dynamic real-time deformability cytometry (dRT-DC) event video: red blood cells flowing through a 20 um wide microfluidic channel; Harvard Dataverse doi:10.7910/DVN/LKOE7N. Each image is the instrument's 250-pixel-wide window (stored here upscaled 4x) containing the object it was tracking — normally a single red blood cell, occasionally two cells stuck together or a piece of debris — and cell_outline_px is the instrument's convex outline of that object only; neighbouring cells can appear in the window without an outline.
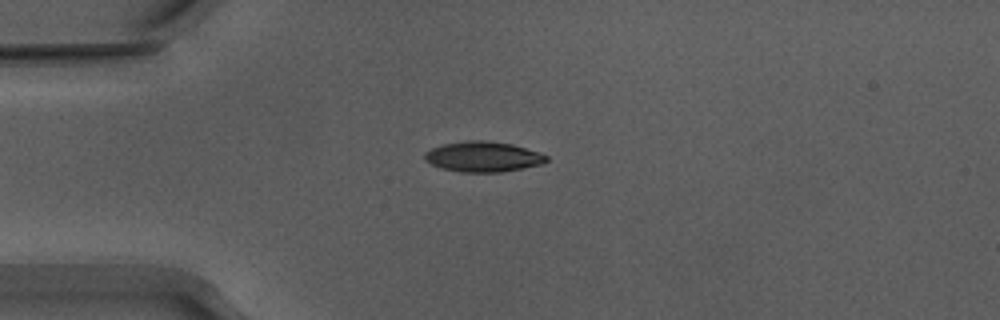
{"species": "Egyptian fruit bat (a non-hibernating species)", "species_latin": "Rousettus aegyptiacus", "temperature_condition": "warm", "stored_images_in_passage": 52, "camera_frame_rate_fps": 3000, "um_per_image_px": 0.085, "animal": {"sex": "male"}, "frame": {"image": 1, "passage_image": 13, "time_ms": 4.0, "image_size_px": [1000, 320], "cell_outline_px": [[548, 160], [544, 164], [524, 168], [500, 172], [460, 172], [440, 168], [424, 160], [424, 152], [432, 148], [444, 144], [468, 140], [484, 140], [512, 144], [548, 156]], "centroid_in_image_um": [41.04, 13.33], "position_along_channel_um": 44.0, "area_um2": 21.5}}
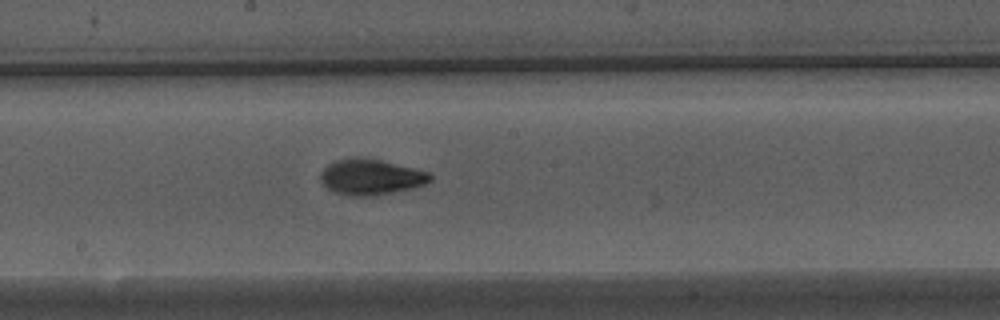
{"frame": {"image": 2, "passage_image": 28, "time_ms": 9.0, "image_size_px": [1000, 320], "cell_outline_px": [[432, 180], [424, 184], [412, 188], [372, 196], [352, 196], [332, 192], [320, 180], [320, 172], [328, 164], [336, 160], [356, 156], [364, 156], [428, 172], [432, 176]], "centroid_in_image_um": [31.48, 15.03], "position_along_channel_um": 216.7, "area_um2": 22.83}}
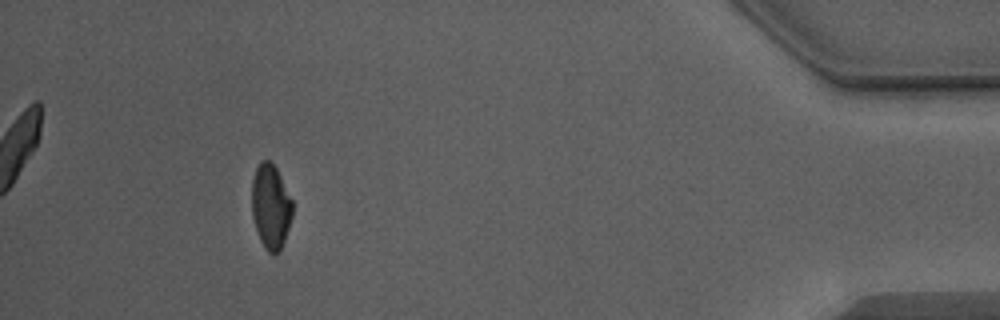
{"frame": {"image": 3, "passage_image": 48, "time_ms": 15.667, "image_size_px": [1000, 320], "cell_outline_px": [[292, 216], [284, 240], [280, 248], [276, 252], [268, 252], [264, 248], [260, 240], [252, 216], [252, 180], [256, 168], [260, 160], [268, 160], [276, 168], [292, 200]], "centroid_in_image_um": [22.99, 17.53], "position_along_channel_um": 412.2, "area_um2": 19.71}, "authors_computed_cell_mechanics": {"area_um2": 21.2126, "velocity_mm_per_s": 3.8838, "shape_relaxation_time_tau1_ms": 3.0708, "shape_relaxation_time_tau2_ms": 1.6928, "deformation_change_tau1": 0.1801, "deformation_change_tau2": 0.0754}}